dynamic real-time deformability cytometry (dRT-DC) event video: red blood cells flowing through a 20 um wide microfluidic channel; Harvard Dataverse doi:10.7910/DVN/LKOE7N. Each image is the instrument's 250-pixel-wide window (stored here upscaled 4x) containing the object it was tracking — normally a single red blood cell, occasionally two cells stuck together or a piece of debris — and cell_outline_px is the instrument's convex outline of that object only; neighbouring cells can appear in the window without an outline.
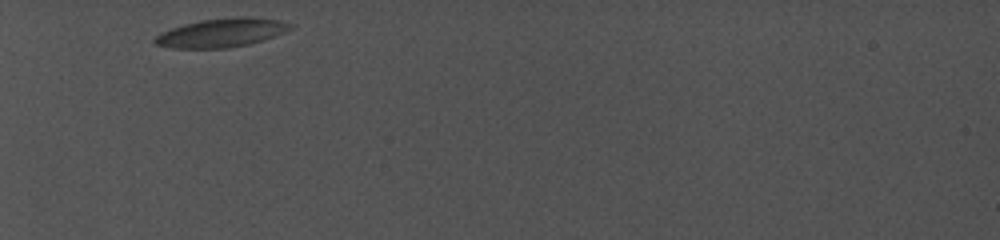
{"species": "common noctule bat (a hibernating species)", "species_latin": "Nyctalus noctula", "temperature_condition": "cold", "stored_images_in_passage": 6, "camera_frame_rate_fps": 5000, "um_per_image_px": 0.085, "animal": {"sex": "female", "body_mass_g": 19.0, "forearm_length_mm": 56.7}, "frame": {"image": 1, "passage_image": 1, "time_ms": 0.0, "image_size_px": [1000, 240], "cell_outline_px": [[296, 24], [292, 28], [284, 32], [248, 44], [228, 48], [172, 48], [156, 44], [152, 40], [160, 32], [184, 24], [200, 20], [236, 16], [248, 16], [280, 20]], "centroid_in_image_um": [18.83, 2.77], "position_along_channel_um": 66.2, "area_um2": 22.72}}
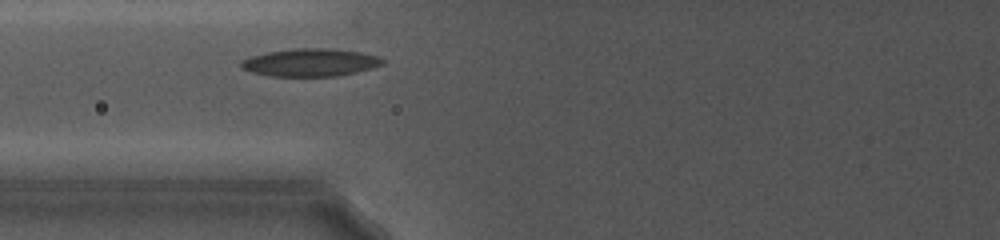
{"frame": {"image": 2, "passage_image": 3, "time_ms": 1.8, "image_size_px": [1000, 240], "cell_outline_px": [[384, 64], [372, 68], [356, 72], [336, 76], [272, 76], [252, 72], [240, 68], [240, 60], [252, 56], [268, 52], [292, 48], [328, 48], [360, 52], [380, 56], [384, 60]], "centroid_in_image_um": [26.38, 5.3], "position_along_channel_um": 99.4, "area_um2": 22.95}}